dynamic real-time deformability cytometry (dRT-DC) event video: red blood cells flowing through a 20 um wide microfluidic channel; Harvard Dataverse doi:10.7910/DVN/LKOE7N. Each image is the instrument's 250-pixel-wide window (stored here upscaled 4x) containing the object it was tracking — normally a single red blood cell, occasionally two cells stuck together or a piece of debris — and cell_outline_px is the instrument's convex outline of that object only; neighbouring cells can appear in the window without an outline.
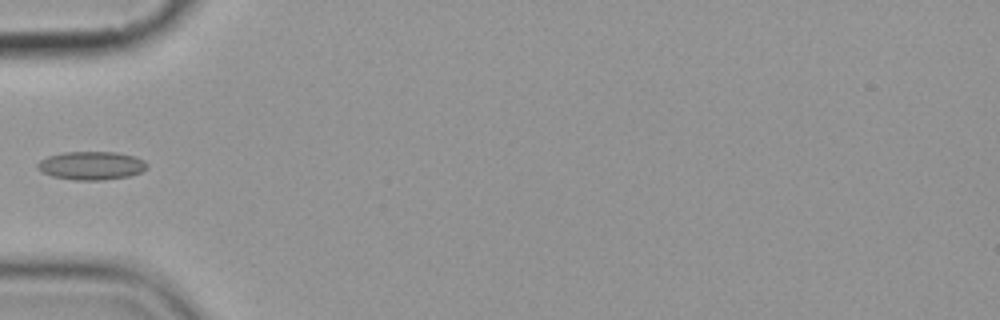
{"species": "common noctule bat (a hibernating species)", "species_latin": "Nyctalus noctula", "temperature_condition": "cold", "stored_images_in_passage": 2, "camera_frame_rate_fps": 3000, "um_per_image_px": 0.085, "animal": {"sex": "female", "body_mass_g": 19.9}, "frame": {"image": 1, "passage_image": 2, "time_ms": 1.0, "image_size_px": [1000, 320], "cell_outline_px": [[148, 168], [140, 172], [128, 176], [100, 180], [76, 180], [52, 176], [36, 168], [36, 164], [40, 160], [48, 156], [64, 152], [116, 152], [136, 156], [144, 160], [148, 164]], "centroid_in_image_um": [7.78, 14.06], "position_along_channel_um": 77.2, "area_um2": 18.09}}